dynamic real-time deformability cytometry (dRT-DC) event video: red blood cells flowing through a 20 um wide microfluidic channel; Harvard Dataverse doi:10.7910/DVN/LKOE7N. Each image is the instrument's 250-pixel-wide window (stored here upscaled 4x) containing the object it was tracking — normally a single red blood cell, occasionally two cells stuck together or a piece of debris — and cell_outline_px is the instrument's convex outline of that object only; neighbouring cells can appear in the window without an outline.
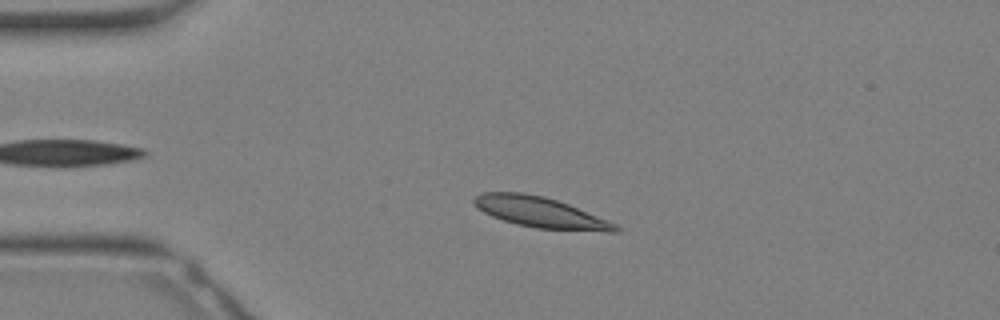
{"species": "Egyptian fruit bat (a non-hibernating species)", "species_latin": "Rousettus aegyptiacus", "temperature_condition": "warm", "stored_images_in_passage": 31, "camera_frame_rate_fps": 3000, "um_per_image_px": 0.085, "animal": {"sex": "female"}, "frame": {"image": 1, "passage_image": 6, "time_ms": 1.667, "image_size_px": [1000, 320], "cell_outline_px": [[620, 232], [608, 232], [536, 228], [516, 224], [492, 216], [484, 212], [472, 200], [476, 196], [484, 192], [524, 192], [544, 196], [568, 204], [616, 224], [620, 228]], "centroid_in_image_um": [45.95, 18.05], "position_along_channel_um": 39.0, "area_um2": 24.91}}
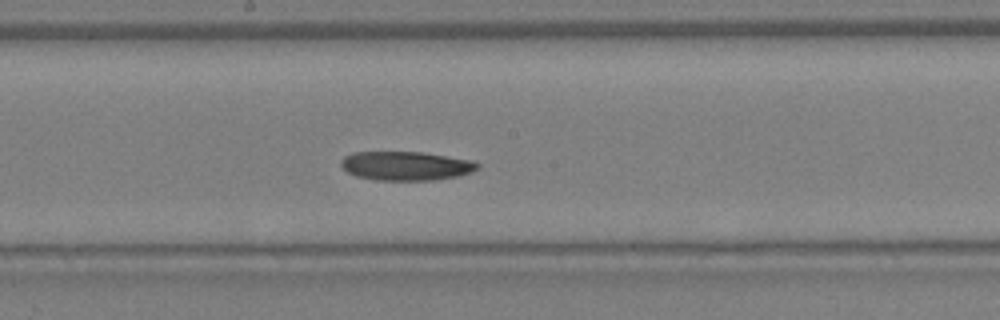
{"frame": {"image": 2, "passage_image": 16, "time_ms": 5.0, "image_size_px": [1000, 320], "cell_outline_px": [[480, 168], [472, 172], [456, 176], [436, 180], [376, 180], [356, 176], [348, 172], [340, 164], [340, 160], [344, 156], [352, 152], [424, 152], [472, 160], [480, 164]], "centroid_in_image_um": [34.52, 14.09], "position_along_channel_um": 213.7, "area_um2": 23.18}}
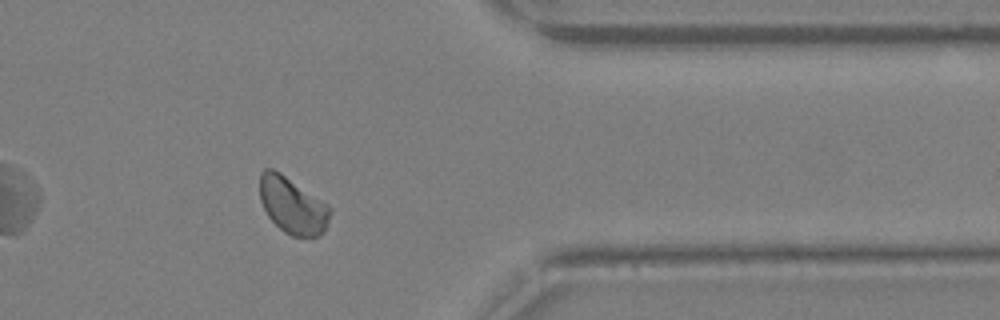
{"frame": {"image": 3, "passage_image": 25, "time_ms": 8.0, "image_size_px": [1000, 320], "cell_outline_px": [[332, 212], [324, 232], [316, 236], [292, 236], [284, 232], [268, 216], [260, 200], [260, 172], [264, 168], [272, 168], [280, 172], [328, 204], [332, 208]], "centroid_in_image_um": [24.87, 17.45], "position_along_channel_um": 386.5, "area_um2": 23.12}}